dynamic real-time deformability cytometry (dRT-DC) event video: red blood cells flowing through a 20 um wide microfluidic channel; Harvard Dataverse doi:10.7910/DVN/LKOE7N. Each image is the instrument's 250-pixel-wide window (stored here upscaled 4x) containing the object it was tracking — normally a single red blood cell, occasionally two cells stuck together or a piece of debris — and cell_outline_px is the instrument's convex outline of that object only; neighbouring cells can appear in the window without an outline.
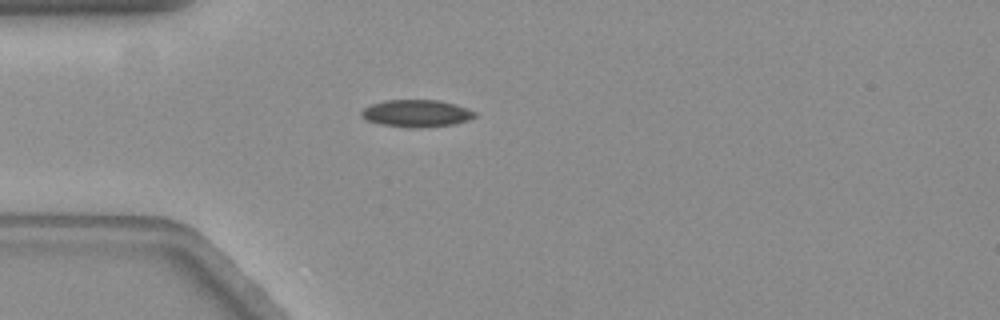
{"species": "common noctule bat (a hibernating species)", "species_latin": "Nyctalus noctula", "temperature_condition": "warm", "stored_images_in_passage": 36, "camera_frame_rate_fps": 3000, "um_per_image_px": 0.085, "animal": {"sex": "female", "body_mass_g": 19.3, "forearm_length_mm": 54.1}, "frame": {"image": 1, "passage_image": 1, "time_ms": 0.0, "image_size_px": [1000, 320], "cell_outline_px": [[476, 116], [468, 120], [452, 124], [408, 128], [380, 124], [368, 120], [360, 116], [360, 112], [364, 108], [372, 104], [384, 100], [440, 100], [456, 104], [468, 108], [476, 112]], "centroid_in_image_um": [35.4, 9.62], "position_along_channel_um": 49.6, "area_um2": 17.92}, "authors_computed_cell_mechanics": {"area_um2": 17.6868, "velocity_mm_per_s": 3.5513, "shape_relaxation_time_tau1_ms": null, "shape_relaxation_time_tau2_ms": 7.9484, "deformation_change_tau1": null, "deformation_change_tau2": 0.1291}}